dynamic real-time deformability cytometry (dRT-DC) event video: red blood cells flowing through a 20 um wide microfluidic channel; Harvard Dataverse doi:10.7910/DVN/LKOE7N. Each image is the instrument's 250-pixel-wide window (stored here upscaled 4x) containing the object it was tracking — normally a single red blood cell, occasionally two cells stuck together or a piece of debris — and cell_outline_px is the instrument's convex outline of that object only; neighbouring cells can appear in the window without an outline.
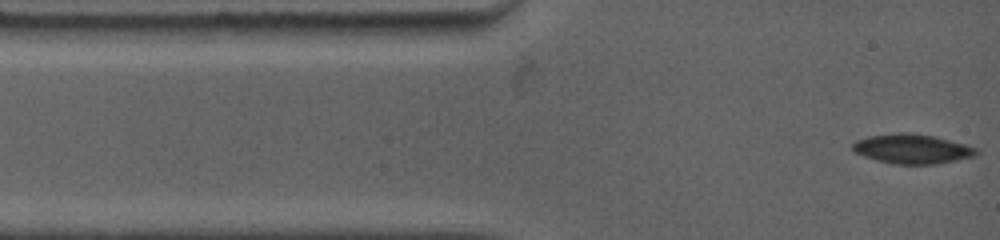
{"species": "common noctule bat (a hibernating species)", "species_latin": "Nyctalus noctula", "temperature_condition": "warm", "stored_images_in_passage": 5, "camera_frame_rate_fps": 4500, "um_per_image_px": 0.085, "animal": {"sex": "female", "body_mass_g": 19.0, "forearm_length_mm": 53.3}, "frame": {"image": 1, "passage_image": 1, "time_ms": 0.0, "image_size_px": [1000, 240], "cell_outline_px": [[980, 152], [972, 156], [956, 160], [932, 164], [896, 164], [876, 160], [864, 156], [856, 152], [852, 148], [852, 144], [856, 140], [868, 136], [900, 132], [912, 132], [932, 136], [964, 144], [976, 148]], "centroid_in_image_um": [77.5, 12.64], "position_along_channel_um": 7.5, "area_um2": 21.04}}